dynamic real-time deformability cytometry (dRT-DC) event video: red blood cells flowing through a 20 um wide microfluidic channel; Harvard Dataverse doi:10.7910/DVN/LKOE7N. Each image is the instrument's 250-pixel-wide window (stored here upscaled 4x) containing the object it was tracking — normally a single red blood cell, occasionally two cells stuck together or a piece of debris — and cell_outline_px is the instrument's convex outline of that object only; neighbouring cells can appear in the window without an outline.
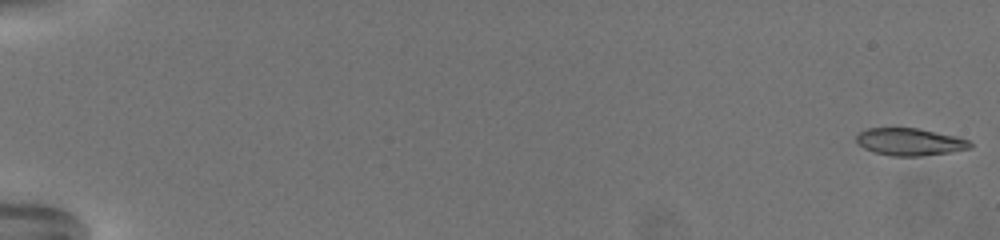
{"species": "common noctule bat (a hibernating species)", "species_latin": "Nyctalus noctula", "temperature_condition": "warm", "stored_images_in_passage": 67, "camera_frame_rate_fps": 3000, "um_per_image_px": 0.085, "animal": {"sex": "female", "body_mass_g": 19.5, "forearm_length_mm": 54.1}, "frame": {"image": 1, "passage_image": 1, "time_ms": 0.0, "image_size_px": [1000, 240], "cell_outline_px": [[972, 148], [948, 152], [920, 156], [892, 156], [872, 152], [856, 144], [856, 136], [860, 132], [868, 128], [916, 128], [956, 136], [968, 140], [972, 144]], "centroid_in_image_um": [77.3, 12.06], "position_along_channel_um": 7.7, "area_um2": 18.09}}
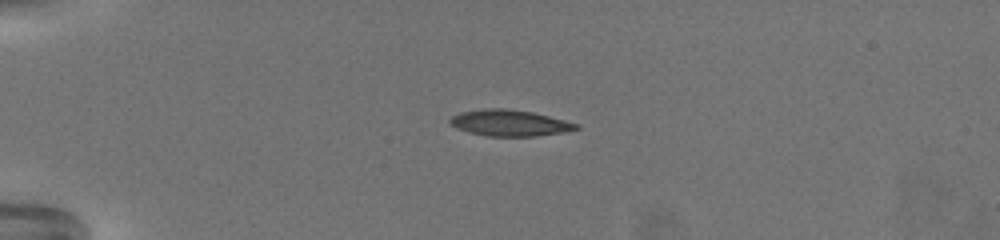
{"frame": {"image": 2, "passage_image": 19, "time_ms": 6.0, "image_size_px": [1000, 240], "cell_outline_px": [[580, 128], [564, 132], [536, 136], [488, 136], [468, 132], [456, 128], [448, 120], [452, 116], [460, 112], [484, 108], [504, 108], [532, 112], [580, 124]], "centroid_in_image_um": [43.31, 10.45], "position_along_channel_um": 41.7, "area_um2": 19.25}}
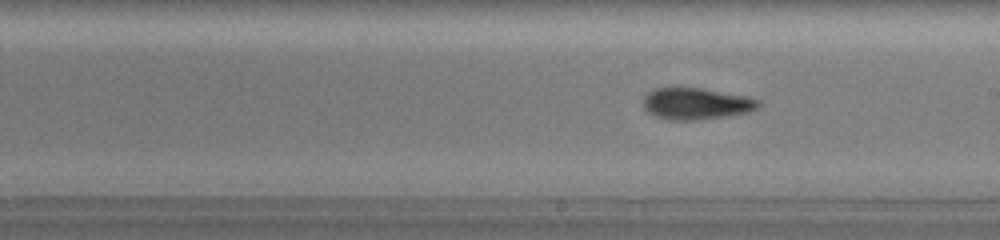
{"frame": {"image": 3, "passage_image": 41, "time_ms": 13.333, "image_size_px": [1000, 240], "cell_outline_px": [[760, 104], [756, 108], [748, 112], [728, 116], [692, 120], [668, 120], [656, 116], [648, 112], [644, 108], [644, 96], [648, 92], [656, 88], [704, 88], [748, 96], [760, 100]], "centroid_in_image_um": [59.19, 8.81], "position_along_channel_um": 229.8, "area_um2": 21.21}, "authors_computed_cell_mechanics": {"area_um2": 19.7098, "velocity_mm_per_s": 3.2659, "shape_relaxation_time_tau1_ms": 6.9944, "shape_relaxation_time_tau2_ms": 2.7106, "deformation_change_tau1": 0.2189, "deformation_change_tau2": 0.0873}}